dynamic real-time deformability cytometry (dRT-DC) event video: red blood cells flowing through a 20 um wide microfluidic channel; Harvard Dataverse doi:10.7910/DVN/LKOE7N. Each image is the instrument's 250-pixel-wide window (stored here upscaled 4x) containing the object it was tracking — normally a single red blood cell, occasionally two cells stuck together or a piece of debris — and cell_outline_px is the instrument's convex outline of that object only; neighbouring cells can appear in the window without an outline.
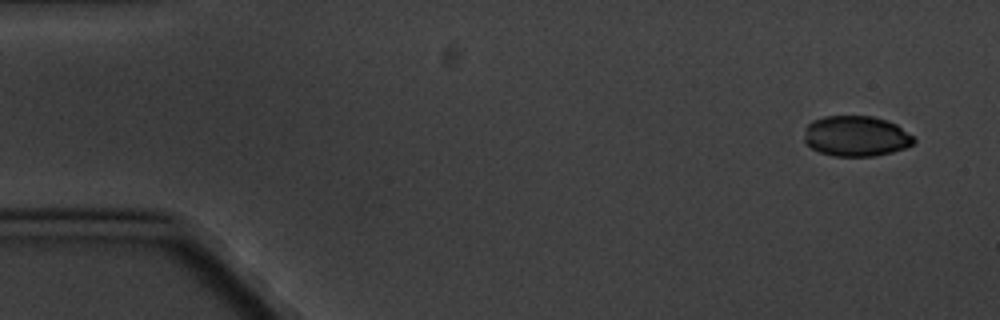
{"species": "common noctule bat (a hibernating species)", "species_latin": "Nyctalus noctula", "temperature_condition": "cold", "stored_images_in_passage": 4, "camera_frame_rate_fps": 3000, "um_per_image_px": 0.085, "animal": {"sex": "male", "body_mass_g": 20.1, "forearm_length_mm": 53.5}, "frame": {"image": 1, "passage_image": 1, "time_ms": 0.0, "image_size_px": [1000, 320], "cell_outline_px": [[916, 140], [912, 144], [904, 148], [892, 152], [872, 156], [832, 156], [820, 152], [812, 148], [804, 140], [804, 136], [808, 124], [812, 120], [824, 116], [872, 116], [896, 124], [912, 136]], "centroid_in_image_um": [72.74, 11.57], "position_along_channel_um": 12.3, "area_um2": 25.66}}
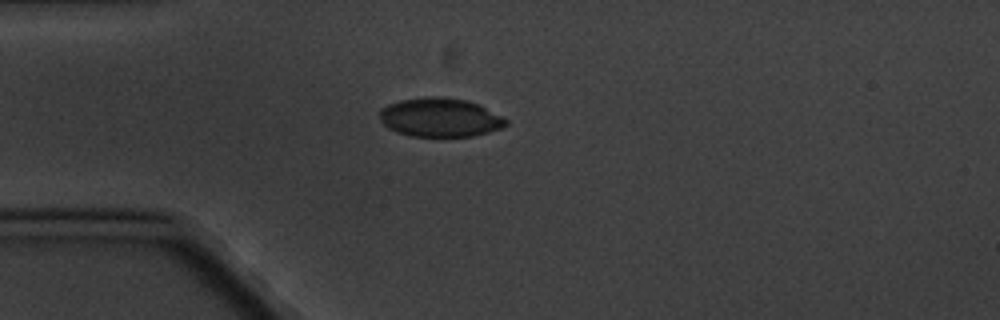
{"frame": {"image": 2, "passage_image": 4, "time_ms": 4.0, "image_size_px": [1000, 320], "cell_outline_px": [[508, 124], [500, 128], [488, 132], [472, 136], [412, 136], [396, 132], [388, 128], [380, 120], [376, 112], [380, 108], [388, 104], [404, 100], [428, 96], [440, 96], [464, 100], [480, 104], [508, 120]], "centroid_in_image_um": [37.37, 9.98], "position_along_channel_um": 47.6, "area_um2": 28.67}}